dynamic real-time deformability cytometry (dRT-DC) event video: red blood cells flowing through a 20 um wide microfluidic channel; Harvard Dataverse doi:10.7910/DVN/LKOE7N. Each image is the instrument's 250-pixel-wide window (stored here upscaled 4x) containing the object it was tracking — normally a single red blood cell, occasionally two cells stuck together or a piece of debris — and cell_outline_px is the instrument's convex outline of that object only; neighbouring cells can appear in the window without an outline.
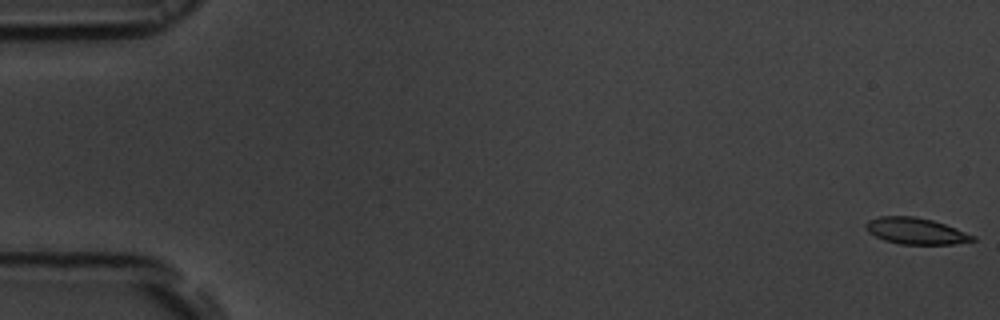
{"species": "common noctule bat (a hibernating species)", "species_latin": "Nyctalus noctula", "temperature_condition": "room temperature", "stored_images_in_passage": 54, "camera_frame_rate_fps": 3000, "um_per_image_px": 0.085, "animal": {"sex": "male", "body_mass_g": 19.5, "forearm_length_mm": 54.6}, "frame": {"image": 1, "passage_image": 1, "time_ms": 0.0, "image_size_px": [1000, 320], "cell_outline_px": [[976, 240], [952, 244], [900, 244], [884, 240], [868, 232], [864, 228], [864, 224], [868, 220], [880, 216], [912, 216], [932, 220], [956, 228], [976, 236]], "centroid_in_image_um": [77.82, 19.63], "position_along_channel_um": 7.2, "area_um2": 16.42}}
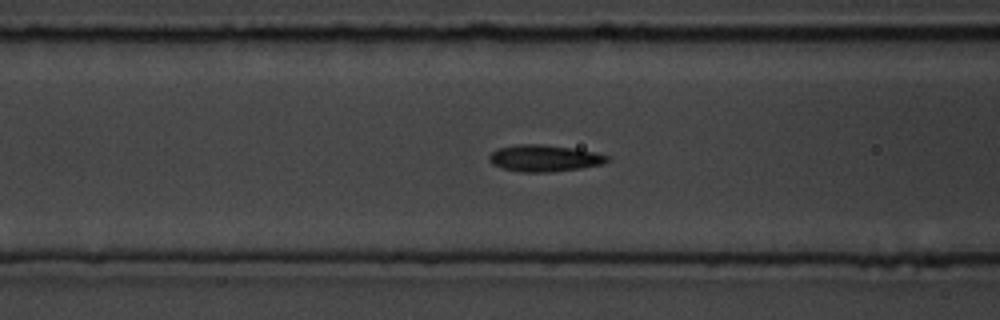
{"frame": {"image": 2, "passage_image": 22, "time_ms": 7.0, "image_size_px": [1000, 320], "cell_outline_px": [[608, 160], [600, 164], [580, 168], [552, 172], [520, 172], [504, 168], [492, 164], [488, 160], [488, 156], [496, 148], [516, 144], [540, 144], [572, 148], [596, 152], [608, 156]], "centroid_in_image_um": [46.21, 13.44], "position_along_channel_um": 120.4, "area_um2": 18.26}}
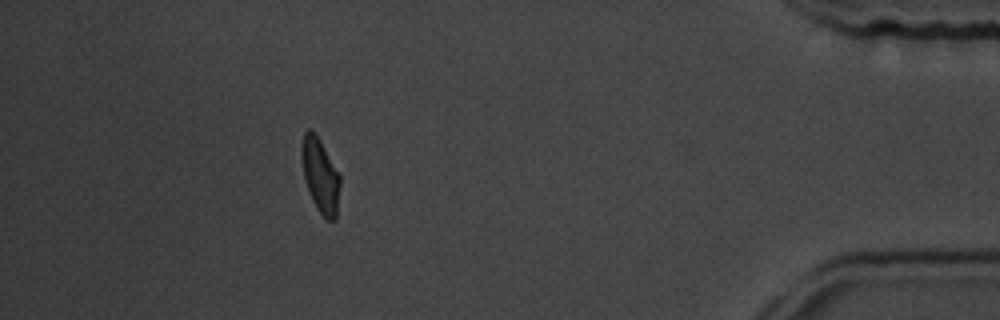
{"frame": {"image": 3, "passage_image": 49, "time_ms": 16.0, "image_size_px": [1000, 320], "cell_outline_px": [[340, 184], [336, 220], [324, 220], [316, 208], [312, 200], [304, 176], [300, 152], [300, 148], [304, 132], [308, 128], [312, 128], [320, 140], [340, 176]], "centroid_in_image_um": [27.21, 14.92], "position_along_channel_um": 408.0, "area_um2": 16.7}, "authors_computed_cell_mechanics": {"area_um2": 17.2533, "velocity_mm_per_s": 3.7905, "shape_relaxation_time_tau1_ms": 3.9369, "shape_relaxation_time_tau2_ms": 1.9964, "deformation_change_tau1": 0.1324, "deformation_change_tau2": 0.068}}